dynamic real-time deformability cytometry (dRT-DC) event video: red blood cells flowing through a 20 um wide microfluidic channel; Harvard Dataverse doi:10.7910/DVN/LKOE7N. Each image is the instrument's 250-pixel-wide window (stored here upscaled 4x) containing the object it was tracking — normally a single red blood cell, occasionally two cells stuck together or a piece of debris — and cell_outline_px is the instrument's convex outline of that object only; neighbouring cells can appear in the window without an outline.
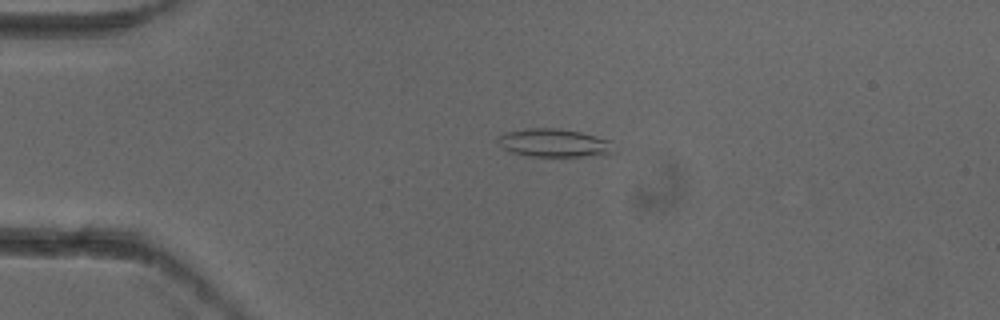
{"species": "common noctule bat (a hibernating species)", "species_latin": "Nyctalus noctula", "temperature_condition": "cold", "stored_images_in_passage": 4, "camera_frame_rate_fps": 3000, "um_per_image_px": 0.085, "animal": {"sex": "female"}, "frame": {"image": 1, "passage_image": 3, "time_ms": 0.667, "image_size_px": [1000, 320], "cell_outline_px": [[616, 152], [604, 156], [528, 156], [512, 152], [504, 148], [496, 140], [496, 136], [504, 132], [524, 128], [556, 128], [580, 132], [612, 140]], "centroid_in_image_um": [47.14, 12.15], "position_along_channel_um": 37.9, "area_um2": 19.48}}